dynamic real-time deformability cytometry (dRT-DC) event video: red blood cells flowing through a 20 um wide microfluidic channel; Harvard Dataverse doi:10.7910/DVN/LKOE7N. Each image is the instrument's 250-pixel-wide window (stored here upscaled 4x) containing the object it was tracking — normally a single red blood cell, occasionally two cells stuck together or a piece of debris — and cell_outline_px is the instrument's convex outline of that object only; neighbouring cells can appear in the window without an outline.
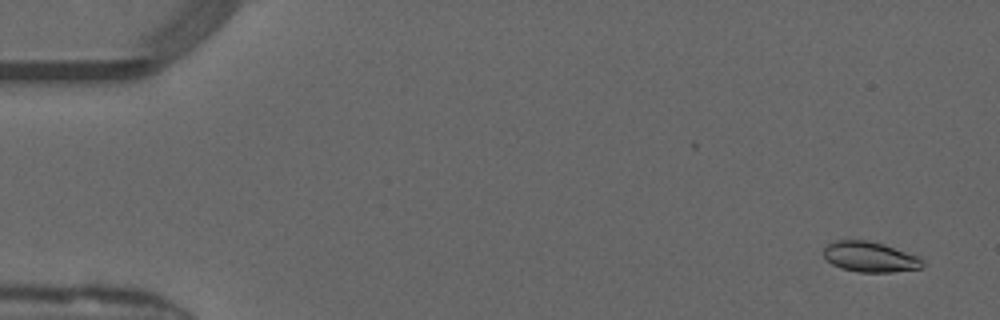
{"species": "common noctule bat (a hibernating species)", "species_latin": "Nyctalus noctula", "temperature_condition": "warm", "stored_images_in_passage": 50, "camera_frame_rate_fps": 3000, "um_per_image_px": 0.085, "animal": {"sex": "male", "forearm_length_mm": 52.5}, "frame": {"image": 1, "passage_image": 3, "time_ms": 0.667, "image_size_px": [1000, 320], "cell_outline_px": [[924, 264], [920, 268], [892, 272], [856, 272], [840, 268], [832, 264], [824, 256], [824, 248], [828, 244], [836, 240], [868, 240], [884, 244], [916, 256], [924, 260]], "centroid_in_image_um": [73.93, 21.84], "position_along_channel_um": 11.1, "area_um2": 17.4}}
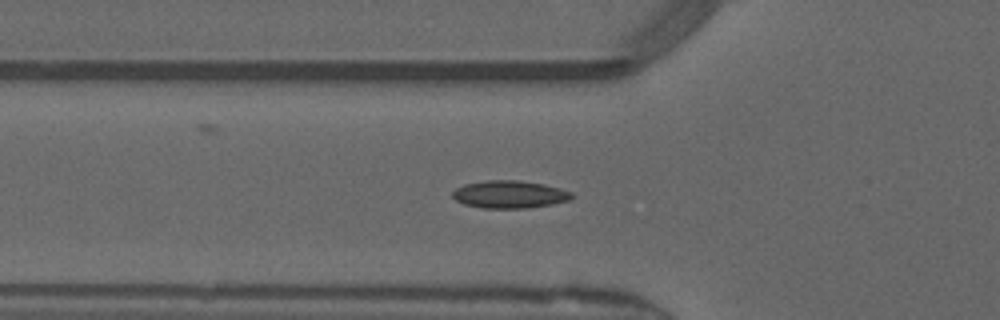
{"frame": {"image": 2, "passage_image": 18, "time_ms": 5.667, "image_size_px": [1000, 320], "cell_outline_px": [[576, 196], [568, 200], [552, 204], [524, 208], [480, 208], [464, 204], [456, 200], [452, 196], [452, 192], [456, 188], [464, 184], [484, 180], [520, 180], [544, 184], [560, 188], [572, 192]], "centroid_in_image_um": [43.31, 16.51], "position_along_channel_um": 82.5, "area_um2": 19.31}}
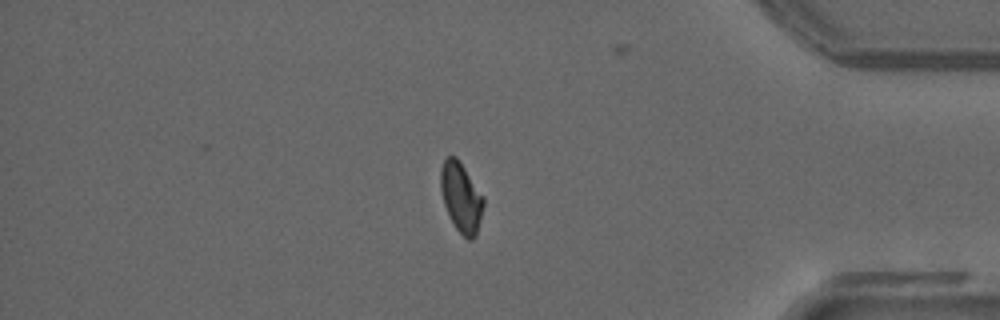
{"frame": {"image": 3, "passage_image": 43, "time_ms": 14.0, "image_size_px": [1000, 320], "cell_outline_px": [[484, 204], [476, 236], [472, 240], [468, 240], [456, 228], [444, 204], [440, 188], [440, 168], [444, 160], [448, 156], [456, 156], [460, 160], [484, 196]], "centroid_in_image_um": [39.2, 16.73], "position_along_channel_um": 396.0, "area_um2": 17.46}, "authors_computed_cell_mechanics": {"area_um2": 17.4267, "velocity_mm_per_s": 4.1274, "shape_relaxation_time_tau1_ms": null, "shape_relaxation_time_tau2_ms": 0.3681, "deformation_change_tau1": null, "deformation_change_tau2": 0.0459}}